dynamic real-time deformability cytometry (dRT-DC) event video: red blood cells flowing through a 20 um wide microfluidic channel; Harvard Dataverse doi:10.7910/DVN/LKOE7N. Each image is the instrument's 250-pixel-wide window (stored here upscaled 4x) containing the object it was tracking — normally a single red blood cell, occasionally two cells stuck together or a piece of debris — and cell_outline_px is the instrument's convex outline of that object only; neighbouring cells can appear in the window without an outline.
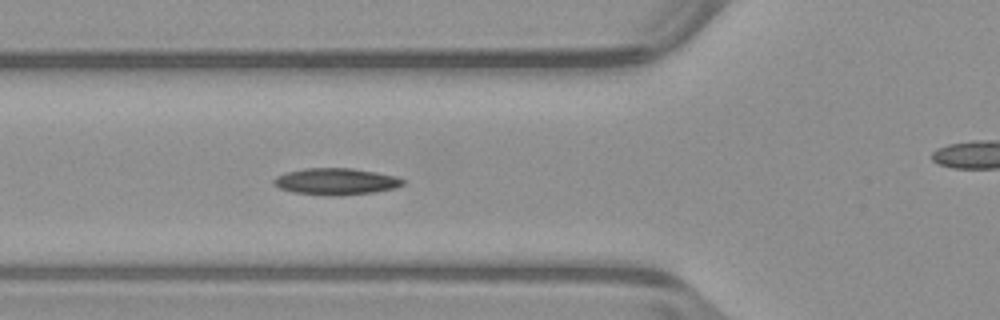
{"species": "common noctule bat (a hibernating species)", "species_latin": "Nyctalus noctula", "temperature_condition": "warm", "stored_images_in_passage": 16, "camera_frame_rate_fps": 3000, "um_per_image_px": 0.085, "animal": {"sex": "male", "body_mass_g": 23.1, "forearm_length_mm": 52.7}, "frame": {"image": 1, "passage_image": 7, "time_ms": 2.0, "image_size_px": [1000, 320], "cell_outline_px": [[408, 180], [404, 184], [396, 188], [372, 192], [336, 196], [292, 192], [280, 188], [272, 184], [272, 180], [276, 176], [284, 172], [304, 168], [352, 168], [376, 172], [396, 176]], "centroid_in_image_um": [28.55, 15.41], "position_along_channel_um": 97.2, "area_um2": 20.23}}
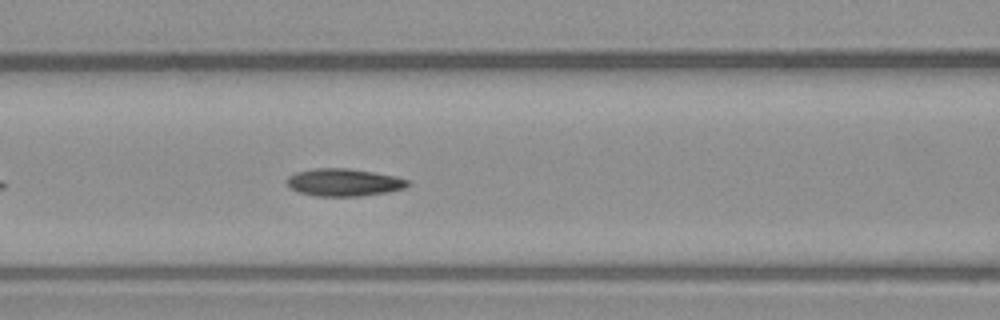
{"frame": {"image": 2, "passage_image": 10, "time_ms": 3.0, "image_size_px": [1000, 320], "cell_outline_px": [[412, 184], [404, 188], [388, 192], [360, 196], [316, 196], [296, 192], [288, 188], [284, 180], [288, 176], [296, 172], [312, 168], [348, 168], [396, 176], [408, 180]], "centroid_in_image_um": [29.17, 15.5], "position_along_channel_um": 137.4, "area_um2": 19.71}}